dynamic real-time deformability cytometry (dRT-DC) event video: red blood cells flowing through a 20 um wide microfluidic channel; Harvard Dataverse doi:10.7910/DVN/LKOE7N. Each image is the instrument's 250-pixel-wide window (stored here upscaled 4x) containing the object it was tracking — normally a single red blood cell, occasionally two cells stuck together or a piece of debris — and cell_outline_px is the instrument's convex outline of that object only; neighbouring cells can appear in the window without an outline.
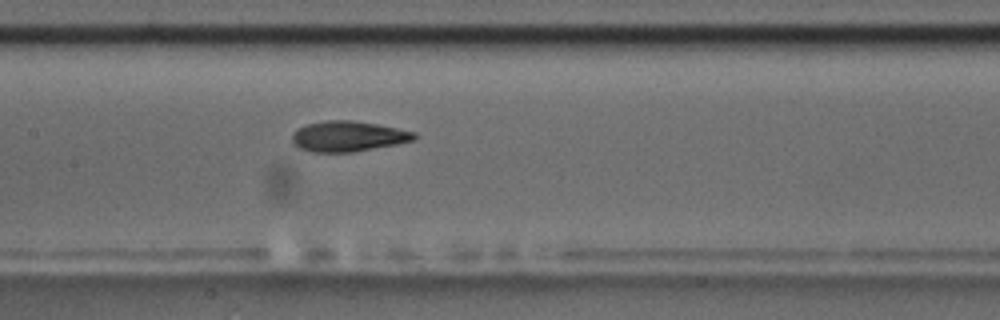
{"species": "common noctule bat (a hibernating species)", "species_latin": "Nyctalus noctula", "temperature_condition": "room temperature", "stored_images_in_passage": 8, "camera_frame_rate_fps": 3000, "um_per_image_px": 0.085, "animal": {"sex": "male", "body_mass_g": 17.5, "forearm_length_mm": 52.3}, "frame": {"image": 1, "passage_image": 8, "time_ms": 7.667, "image_size_px": [1000, 320], "cell_outline_px": [[416, 140], [396, 144], [352, 152], [312, 152], [296, 148], [292, 144], [292, 132], [296, 128], [304, 124], [324, 120], [352, 120], [376, 124], [416, 132]], "centroid_in_image_um": [29.51, 11.58], "position_along_channel_um": 177.9, "area_um2": 21.96}}